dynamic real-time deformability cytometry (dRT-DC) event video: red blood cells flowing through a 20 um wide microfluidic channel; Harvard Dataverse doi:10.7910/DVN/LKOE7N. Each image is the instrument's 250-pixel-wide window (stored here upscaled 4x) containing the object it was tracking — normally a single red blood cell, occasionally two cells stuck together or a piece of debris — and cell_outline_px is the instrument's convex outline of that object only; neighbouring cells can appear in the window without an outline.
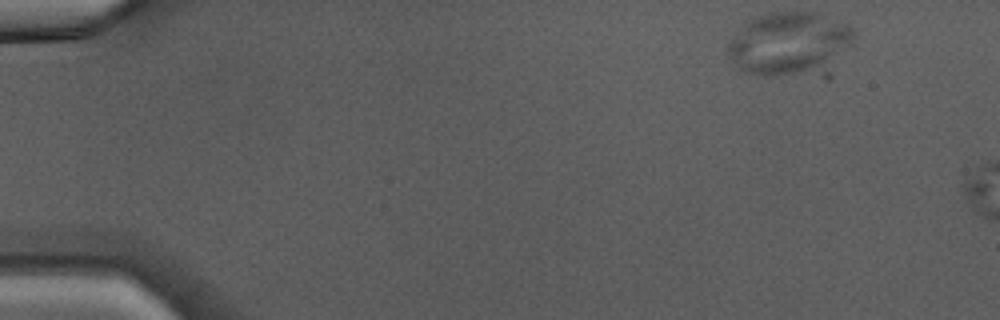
{"species": "Egyptian fruit bat (a non-hibernating species)", "species_latin": "Rousettus aegyptiacus", "temperature_condition": "warm", "stored_images_in_passage": 6, "segment_of_instrument_passage": [1, 2], "camera_frame_rate_fps": 3000, "um_per_image_px": 0.085, "animal": {"sex": "male"}, "frame": {"image": 1, "passage_image": 1, "time_ms": 0.0, "image_size_px": [1000, 320], "cell_outline_px": [[856, 36], [848, 44], [816, 64], [808, 68], [796, 72], [776, 76], [760, 76], [744, 72], [732, 68], [728, 52], [728, 44], [744, 24], [748, 20], [756, 16], [768, 12], [816, 12], [848, 24], [852, 28]], "centroid_in_image_um": [66.86, 3.61], "position_along_channel_um": 18.1, "area_um2": 43.7}}